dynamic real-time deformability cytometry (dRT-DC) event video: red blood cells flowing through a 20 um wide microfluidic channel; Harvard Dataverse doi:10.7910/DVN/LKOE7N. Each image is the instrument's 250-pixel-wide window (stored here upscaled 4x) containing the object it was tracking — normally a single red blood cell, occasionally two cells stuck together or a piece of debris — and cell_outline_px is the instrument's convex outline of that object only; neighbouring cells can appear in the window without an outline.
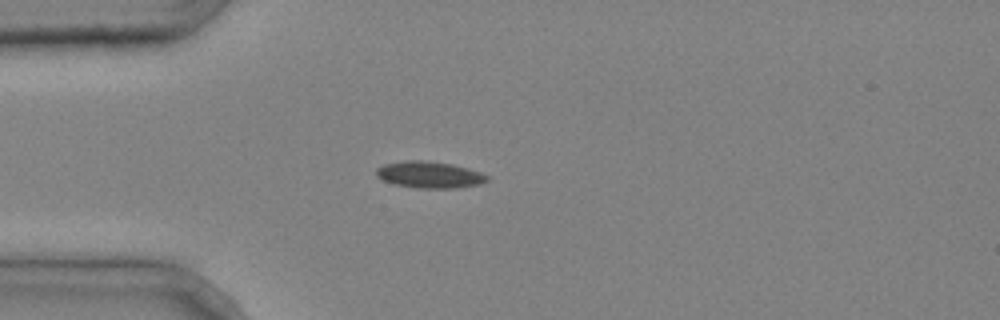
{"species": "common noctule bat (a hibernating species)", "species_latin": "Nyctalus noctula", "temperature_condition": "cold", "stored_images_in_passage": 3, "camera_frame_rate_fps": 3000, "um_per_image_px": 0.085, "animal": {"sex": "male", "body_mass_g": 20.4}, "frame": {"image": 1, "passage_image": 3, "time_ms": 0.667, "image_size_px": [1000, 320], "cell_outline_px": [[488, 180], [480, 184], [456, 188], [416, 188], [396, 184], [384, 180], [376, 176], [376, 168], [384, 164], [404, 160], [420, 160], [452, 164], [468, 168], [480, 172], [488, 176]], "centroid_in_image_um": [36.5, 14.85], "position_along_channel_um": 48.5, "area_um2": 17.11}}